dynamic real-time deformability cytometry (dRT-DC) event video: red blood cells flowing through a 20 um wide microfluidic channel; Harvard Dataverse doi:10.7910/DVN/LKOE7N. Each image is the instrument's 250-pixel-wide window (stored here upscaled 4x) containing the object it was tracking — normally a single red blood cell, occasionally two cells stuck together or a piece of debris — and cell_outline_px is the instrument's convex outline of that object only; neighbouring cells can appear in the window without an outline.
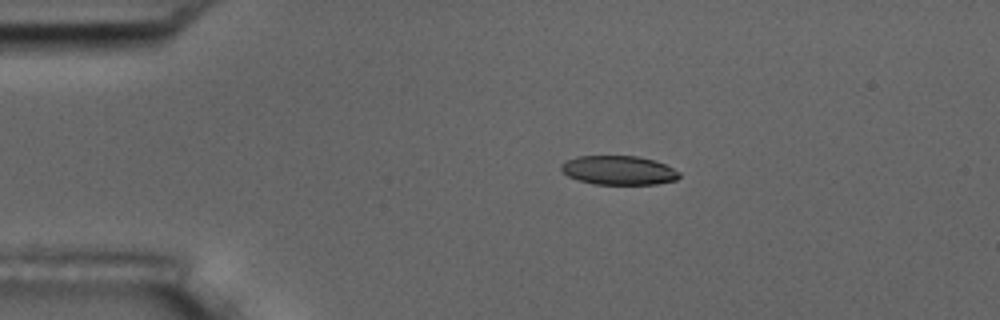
{"species": "common noctule bat (a hibernating species)", "species_latin": "Nyctalus noctula", "temperature_condition": "room temperature", "stored_images_in_passage": 9, "camera_frame_rate_fps": 3000, "um_per_image_px": 0.085, "animal": {"sex": "male", "body_mass_g": 17.5, "forearm_length_mm": 52.3}, "frame": {"image": 1, "passage_image": 1, "time_ms": 0.0, "image_size_px": [1000, 320], "cell_outline_px": [[680, 176], [676, 180], [656, 184], [592, 184], [568, 176], [560, 168], [560, 164], [576, 156], [640, 156], [664, 164], [680, 172]], "centroid_in_image_um": [52.58, 14.47], "position_along_channel_um": 32.4, "area_um2": 19.88}}
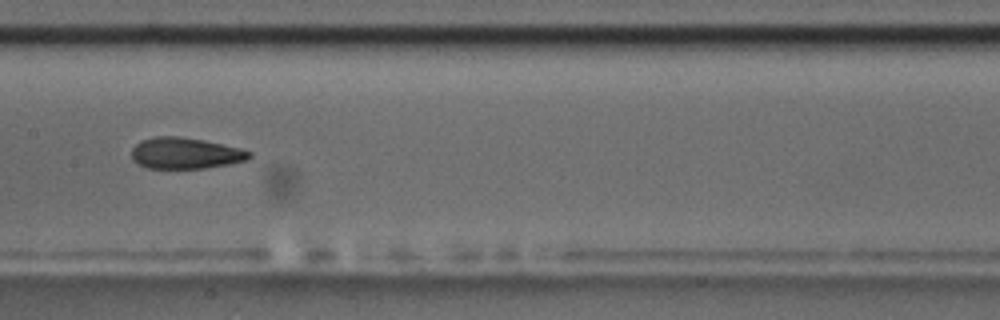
{"frame": {"image": 2, "passage_image": 6, "time_ms": 5.667, "image_size_px": [1000, 320], "cell_outline_px": [[252, 156], [248, 160], [228, 164], [204, 168], [148, 168], [132, 160], [132, 148], [140, 140], [156, 136], [176, 136], [204, 140], [240, 148], [252, 152]], "centroid_in_image_um": [15.76, 13.02], "position_along_channel_um": 191.6, "area_um2": 21.39}}
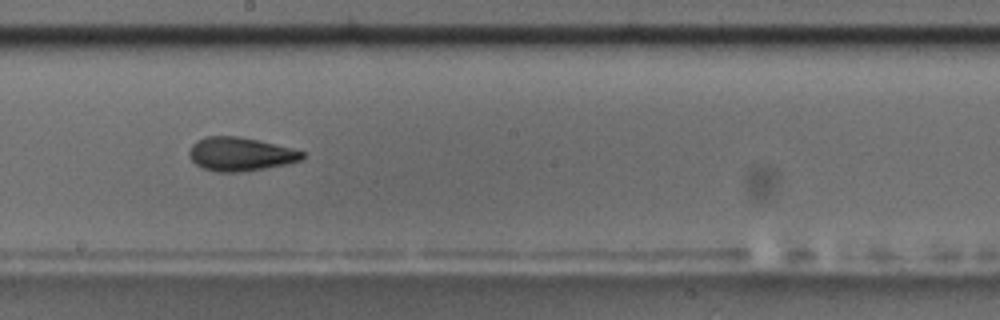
{"frame": {"image": 3, "passage_image": 7, "time_ms": 6.667, "image_size_px": [1000, 320], "cell_outline_px": [[304, 156], [300, 160], [284, 164], [264, 168], [240, 172], [216, 172], [204, 168], [196, 164], [188, 156], [188, 152], [192, 144], [196, 140], [204, 136], [240, 136], [292, 148], [304, 152]], "centroid_in_image_um": [20.38, 13.09], "position_along_channel_um": 227.8, "area_um2": 22.08}}